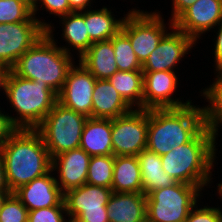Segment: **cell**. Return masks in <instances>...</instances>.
I'll list each match as a JSON object with an SVG mask.
<instances>
[{"label": "cell", "instance_id": "cell-1", "mask_svg": "<svg viewBox=\"0 0 222 222\" xmlns=\"http://www.w3.org/2000/svg\"><path fill=\"white\" fill-rule=\"evenodd\" d=\"M0 151L11 192L51 170L52 159L35 129H16Z\"/></svg>", "mask_w": 222, "mask_h": 222}, {"label": "cell", "instance_id": "cell-2", "mask_svg": "<svg viewBox=\"0 0 222 222\" xmlns=\"http://www.w3.org/2000/svg\"><path fill=\"white\" fill-rule=\"evenodd\" d=\"M52 27L50 25L46 33L17 60L10 70L25 79L48 84L58 94L75 62L70 48L58 47Z\"/></svg>", "mask_w": 222, "mask_h": 222}, {"label": "cell", "instance_id": "cell-3", "mask_svg": "<svg viewBox=\"0 0 222 222\" xmlns=\"http://www.w3.org/2000/svg\"><path fill=\"white\" fill-rule=\"evenodd\" d=\"M202 107L149 109L146 149L162 156L190 142L203 128Z\"/></svg>", "mask_w": 222, "mask_h": 222}, {"label": "cell", "instance_id": "cell-4", "mask_svg": "<svg viewBox=\"0 0 222 222\" xmlns=\"http://www.w3.org/2000/svg\"><path fill=\"white\" fill-rule=\"evenodd\" d=\"M217 135L206 126L188 143L161 156L162 168L176 182L199 186L211 183Z\"/></svg>", "mask_w": 222, "mask_h": 222}, {"label": "cell", "instance_id": "cell-5", "mask_svg": "<svg viewBox=\"0 0 222 222\" xmlns=\"http://www.w3.org/2000/svg\"><path fill=\"white\" fill-rule=\"evenodd\" d=\"M4 92L10 107L17 112L15 118L9 115L17 129H35L58 101L57 93L48 84L25 79L11 70L6 76Z\"/></svg>", "mask_w": 222, "mask_h": 222}, {"label": "cell", "instance_id": "cell-6", "mask_svg": "<svg viewBox=\"0 0 222 222\" xmlns=\"http://www.w3.org/2000/svg\"><path fill=\"white\" fill-rule=\"evenodd\" d=\"M87 117L58 101L35 128L41 135L51 159L62 152L80 147Z\"/></svg>", "mask_w": 222, "mask_h": 222}, {"label": "cell", "instance_id": "cell-7", "mask_svg": "<svg viewBox=\"0 0 222 222\" xmlns=\"http://www.w3.org/2000/svg\"><path fill=\"white\" fill-rule=\"evenodd\" d=\"M201 191L199 186L181 182L151 191L146 197L147 222H185L203 196Z\"/></svg>", "mask_w": 222, "mask_h": 222}, {"label": "cell", "instance_id": "cell-8", "mask_svg": "<svg viewBox=\"0 0 222 222\" xmlns=\"http://www.w3.org/2000/svg\"><path fill=\"white\" fill-rule=\"evenodd\" d=\"M166 28L159 12L133 8L126 14L121 30L128 36L138 60L143 64L167 34Z\"/></svg>", "mask_w": 222, "mask_h": 222}, {"label": "cell", "instance_id": "cell-9", "mask_svg": "<svg viewBox=\"0 0 222 222\" xmlns=\"http://www.w3.org/2000/svg\"><path fill=\"white\" fill-rule=\"evenodd\" d=\"M50 24L33 15L24 22L0 24V65L9 70L42 37Z\"/></svg>", "mask_w": 222, "mask_h": 222}, {"label": "cell", "instance_id": "cell-10", "mask_svg": "<svg viewBox=\"0 0 222 222\" xmlns=\"http://www.w3.org/2000/svg\"><path fill=\"white\" fill-rule=\"evenodd\" d=\"M112 189L83 184L64 193L67 217L80 222H110L107 203Z\"/></svg>", "mask_w": 222, "mask_h": 222}, {"label": "cell", "instance_id": "cell-11", "mask_svg": "<svg viewBox=\"0 0 222 222\" xmlns=\"http://www.w3.org/2000/svg\"><path fill=\"white\" fill-rule=\"evenodd\" d=\"M148 110L134 108L126 115L112 119L114 156H137L147 147Z\"/></svg>", "mask_w": 222, "mask_h": 222}, {"label": "cell", "instance_id": "cell-12", "mask_svg": "<svg viewBox=\"0 0 222 222\" xmlns=\"http://www.w3.org/2000/svg\"><path fill=\"white\" fill-rule=\"evenodd\" d=\"M168 32L142 64V71H175L177 64L195 46L196 41L176 29L169 21Z\"/></svg>", "mask_w": 222, "mask_h": 222}, {"label": "cell", "instance_id": "cell-13", "mask_svg": "<svg viewBox=\"0 0 222 222\" xmlns=\"http://www.w3.org/2000/svg\"><path fill=\"white\" fill-rule=\"evenodd\" d=\"M96 78L79 62L70 68L62 90L57 94L58 102L63 106L92 117V94Z\"/></svg>", "mask_w": 222, "mask_h": 222}, {"label": "cell", "instance_id": "cell-14", "mask_svg": "<svg viewBox=\"0 0 222 222\" xmlns=\"http://www.w3.org/2000/svg\"><path fill=\"white\" fill-rule=\"evenodd\" d=\"M178 81L174 71H143V109L181 108L192 103L173 98Z\"/></svg>", "mask_w": 222, "mask_h": 222}, {"label": "cell", "instance_id": "cell-15", "mask_svg": "<svg viewBox=\"0 0 222 222\" xmlns=\"http://www.w3.org/2000/svg\"><path fill=\"white\" fill-rule=\"evenodd\" d=\"M222 22L221 0H197L186 9L174 22V27L196 42L206 31Z\"/></svg>", "mask_w": 222, "mask_h": 222}, {"label": "cell", "instance_id": "cell-16", "mask_svg": "<svg viewBox=\"0 0 222 222\" xmlns=\"http://www.w3.org/2000/svg\"><path fill=\"white\" fill-rule=\"evenodd\" d=\"M53 172L51 169L47 174L33 179L13 192L28 211L53 206H65L63 201L64 193L57 185V177L52 176L54 175Z\"/></svg>", "mask_w": 222, "mask_h": 222}, {"label": "cell", "instance_id": "cell-17", "mask_svg": "<svg viewBox=\"0 0 222 222\" xmlns=\"http://www.w3.org/2000/svg\"><path fill=\"white\" fill-rule=\"evenodd\" d=\"M90 159L91 156L80 147L52 158L51 169L59 174L56 182L63 193L86 184Z\"/></svg>", "mask_w": 222, "mask_h": 222}, {"label": "cell", "instance_id": "cell-18", "mask_svg": "<svg viewBox=\"0 0 222 222\" xmlns=\"http://www.w3.org/2000/svg\"><path fill=\"white\" fill-rule=\"evenodd\" d=\"M133 109L108 79H96L92 94V118L115 119Z\"/></svg>", "mask_w": 222, "mask_h": 222}, {"label": "cell", "instance_id": "cell-19", "mask_svg": "<svg viewBox=\"0 0 222 222\" xmlns=\"http://www.w3.org/2000/svg\"><path fill=\"white\" fill-rule=\"evenodd\" d=\"M144 193L112 192L108 203L110 222H147Z\"/></svg>", "mask_w": 222, "mask_h": 222}, {"label": "cell", "instance_id": "cell-20", "mask_svg": "<svg viewBox=\"0 0 222 222\" xmlns=\"http://www.w3.org/2000/svg\"><path fill=\"white\" fill-rule=\"evenodd\" d=\"M111 133L112 119L89 117L81 135L80 148L91 157L113 155Z\"/></svg>", "mask_w": 222, "mask_h": 222}, {"label": "cell", "instance_id": "cell-21", "mask_svg": "<svg viewBox=\"0 0 222 222\" xmlns=\"http://www.w3.org/2000/svg\"><path fill=\"white\" fill-rule=\"evenodd\" d=\"M96 79H108L118 70L111 39L93 42L79 58Z\"/></svg>", "mask_w": 222, "mask_h": 222}, {"label": "cell", "instance_id": "cell-22", "mask_svg": "<svg viewBox=\"0 0 222 222\" xmlns=\"http://www.w3.org/2000/svg\"><path fill=\"white\" fill-rule=\"evenodd\" d=\"M111 189L117 193H143L137 156H115Z\"/></svg>", "mask_w": 222, "mask_h": 222}, {"label": "cell", "instance_id": "cell-23", "mask_svg": "<svg viewBox=\"0 0 222 222\" xmlns=\"http://www.w3.org/2000/svg\"><path fill=\"white\" fill-rule=\"evenodd\" d=\"M141 175L143 193L147 196L151 191L169 187L176 183L175 179L162 168L161 156L147 149L137 155Z\"/></svg>", "mask_w": 222, "mask_h": 222}, {"label": "cell", "instance_id": "cell-24", "mask_svg": "<svg viewBox=\"0 0 222 222\" xmlns=\"http://www.w3.org/2000/svg\"><path fill=\"white\" fill-rule=\"evenodd\" d=\"M85 17V25L92 42L105 41L115 36L122 27L124 18L115 19L113 12L102 7L98 10H84L80 12Z\"/></svg>", "mask_w": 222, "mask_h": 222}, {"label": "cell", "instance_id": "cell-25", "mask_svg": "<svg viewBox=\"0 0 222 222\" xmlns=\"http://www.w3.org/2000/svg\"><path fill=\"white\" fill-rule=\"evenodd\" d=\"M108 81L133 108L143 109V71H117Z\"/></svg>", "mask_w": 222, "mask_h": 222}, {"label": "cell", "instance_id": "cell-26", "mask_svg": "<svg viewBox=\"0 0 222 222\" xmlns=\"http://www.w3.org/2000/svg\"><path fill=\"white\" fill-rule=\"evenodd\" d=\"M60 19L63 24V40L70 45V48L77 50L80 58L93 43L87 32L85 17L80 12H71Z\"/></svg>", "mask_w": 222, "mask_h": 222}, {"label": "cell", "instance_id": "cell-27", "mask_svg": "<svg viewBox=\"0 0 222 222\" xmlns=\"http://www.w3.org/2000/svg\"><path fill=\"white\" fill-rule=\"evenodd\" d=\"M215 81L203 89V95L208 106L202 107L204 114V123L207 128L218 135V127L222 126V73H217Z\"/></svg>", "mask_w": 222, "mask_h": 222}, {"label": "cell", "instance_id": "cell-28", "mask_svg": "<svg viewBox=\"0 0 222 222\" xmlns=\"http://www.w3.org/2000/svg\"><path fill=\"white\" fill-rule=\"evenodd\" d=\"M111 41L119 71L142 70V64L138 60L128 36L122 30L113 36Z\"/></svg>", "mask_w": 222, "mask_h": 222}, {"label": "cell", "instance_id": "cell-29", "mask_svg": "<svg viewBox=\"0 0 222 222\" xmlns=\"http://www.w3.org/2000/svg\"><path fill=\"white\" fill-rule=\"evenodd\" d=\"M114 162V155L92 156L86 183L111 188Z\"/></svg>", "mask_w": 222, "mask_h": 222}, {"label": "cell", "instance_id": "cell-30", "mask_svg": "<svg viewBox=\"0 0 222 222\" xmlns=\"http://www.w3.org/2000/svg\"><path fill=\"white\" fill-rule=\"evenodd\" d=\"M32 8L22 0H0V24L27 21Z\"/></svg>", "mask_w": 222, "mask_h": 222}, {"label": "cell", "instance_id": "cell-31", "mask_svg": "<svg viewBox=\"0 0 222 222\" xmlns=\"http://www.w3.org/2000/svg\"><path fill=\"white\" fill-rule=\"evenodd\" d=\"M28 209L12 192L0 210V222H27Z\"/></svg>", "mask_w": 222, "mask_h": 222}, {"label": "cell", "instance_id": "cell-32", "mask_svg": "<svg viewBox=\"0 0 222 222\" xmlns=\"http://www.w3.org/2000/svg\"><path fill=\"white\" fill-rule=\"evenodd\" d=\"M65 214V215H64ZM65 206H53L28 211L27 222H68Z\"/></svg>", "mask_w": 222, "mask_h": 222}, {"label": "cell", "instance_id": "cell-33", "mask_svg": "<svg viewBox=\"0 0 222 222\" xmlns=\"http://www.w3.org/2000/svg\"><path fill=\"white\" fill-rule=\"evenodd\" d=\"M185 222H222V210L217 207L198 208L196 204L189 212Z\"/></svg>", "mask_w": 222, "mask_h": 222}, {"label": "cell", "instance_id": "cell-34", "mask_svg": "<svg viewBox=\"0 0 222 222\" xmlns=\"http://www.w3.org/2000/svg\"><path fill=\"white\" fill-rule=\"evenodd\" d=\"M39 1V3H38ZM43 6V9L45 8L49 14H53L55 16L58 15V17H62L70 13V5L68 3V0H36L33 8H32V14L34 17L37 14V11L39 10L38 5L40 4Z\"/></svg>", "mask_w": 222, "mask_h": 222}, {"label": "cell", "instance_id": "cell-35", "mask_svg": "<svg viewBox=\"0 0 222 222\" xmlns=\"http://www.w3.org/2000/svg\"><path fill=\"white\" fill-rule=\"evenodd\" d=\"M0 108V147L8 140L9 136L17 129L10 121L9 115L2 113Z\"/></svg>", "mask_w": 222, "mask_h": 222}, {"label": "cell", "instance_id": "cell-36", "mask_svg": "<svg viewBox=\"0 0 222 222\" xmlns=\"http://www.w3.org/2000/svg\"><path fill=\"white\" fill-rule=\"evenodd\" d=\"M216 40L214 41L215 73H222V22L218 25Z\"/></svg>", "mask_w": 222, "mask_h": 222}, {"label": "cell", "instance_id": "cell-37", "mask_svg": "<svg viewBox=\"0 0 222 222\" xmlns=\"http://www.w3.org/2000/svg\"><path fill=\"white\" fill-rule=\"evenodd\" d=\"M197 0H172L171 22H174L186 9L193 5Z\"/></svg>", "mask_w": 222, "mask_h": 222}, {"label": "cell", "instance_id": "cell-38", "mask_svg": "<svg viewBox=\"0 0 222 222\" xmlns=\"http://www.w3.org/2000/svg\"><path fill=\"white\" fill-rule=\"evenodd\" d=\"M91 1L93 0H68V3L70 5V13L81 12L84 11V9L86 10L90 8Z\"/></svg>", "mask_w": 222, "mask_h": 222}, {"label": "cell", "instance_id": "cell-39", "mask_svg": "<svg viewBox=\"0 0 222 222\" xmlns=\"http://www.w3.org/2000/svg\"><path fill=\"white\" fill-rule=\"evenodd\" d=\"M0 191H10L6 180L3 157L0 151Z\"/></svg>", "mask_w": 222, "mask_h": 222}, {"label": "cell", "instance_id": "cell-40", "mask_svg": "<svg viewBox=\"0 0 222 222\" xmlns=\"http://www.w3.org/2000/svg\"><path fill=\"white\" fill-rule=\"evenodd\" d=\"M8 72H9L8 68L0 65V89H2L3 91L5 89V80Z\"/></svg>", "mask_w": 222, "mask_h": 222}, {"label": "cell", "instance_id": "cell-41", "mask_svg": "<svg viewBox=\"0 0 222 222\" xmlns=\"http://www.w3.org/2000/svg\"><path fill=\"white\" fill-rule=\"evenodd\" d=\"M11 191H0V210L7 199V197L11 194Z\"/></svg>", "mask_w": 222, "mask_h": 222}, {"label": "cell", "instance_id": "cell-42", "mask_svg": "<svg viewBox=\"0 0 222 222\" xmlns=\"http://www.w3.org/2000/svg\"><path fill=\"white\" fill-rule=\"evenodd\" d=\"M24 1L26 4H28L31 8H33L36 0H22Z\"/></svg>", "mask_w": 222, "mask_h": 222}, {"label": "cell", "instance_id": "cell-43", "mask_svg": "<svg viewBox=\"0 0 222 222\" xmlns=\"http://www.w3.org/2000/svg\"><path fill=\"white\" fill-rule=\"evenodd\" d=\"M217 187H218V190H217V191H218V194H219V196H220L221 199H222V183H219Z\"/></svg>", "mask_w": 222, "mask_h": 222}, {"label": "cell", "instance_id": "cell-44", "mask_svg": "<svg viewBox=\"0 0 222 222\" xmlns=\"http://www.w3.org/2000/svg\"><path fill=\"white\" fill-rule=\"evenodd\" d=\"M68 222H80V221H77L76 219H69L68 218Z\"/></svg>", "mask_w": 222, "mask_h": 222}]
</instances>
